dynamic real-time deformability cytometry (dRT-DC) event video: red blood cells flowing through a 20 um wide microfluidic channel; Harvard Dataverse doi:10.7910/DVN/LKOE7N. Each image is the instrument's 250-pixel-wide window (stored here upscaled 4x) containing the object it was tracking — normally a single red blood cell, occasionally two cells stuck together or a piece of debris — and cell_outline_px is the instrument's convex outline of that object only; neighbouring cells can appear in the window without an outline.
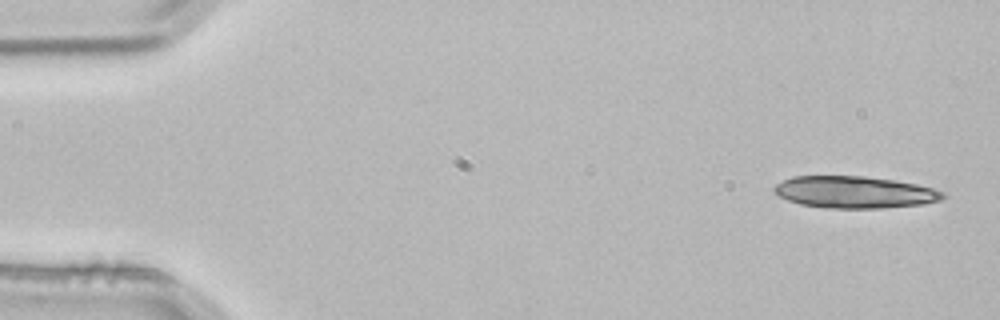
{"species": "common noctule bat (a hibernating species)", "species_latin": "Nyctalus noctula", "temperature_condition": "room temperature", "stored_images_in_passage": 4, "segment_of_instrument_passage": [2, 2], "camera_frame_rate_fps": 3000, "um_per_image_px": 0.085, "animal": {"sex": "male", "body_mass_g": 21.5, "forearm_length_mm": 52.0}, "frame": {"image": 1, "passage_image": 4, "time_ms": 1.0, "image_size_px": [1000, 320], "cell_outline_px": [[948, 196], [940, 200], [924, 204], [884, 208], [824, 208], [800, 204], [788, 200], [780, 196], [772, 188], [776, 184], [792, 176], [864, 176], [896, 180], [916, 184], [932, 188], [944, 192]], "centroid_in_image_um": [72.67, 16.33], "position_along_channel_um": 12.3, "area_um2": 31.5}}